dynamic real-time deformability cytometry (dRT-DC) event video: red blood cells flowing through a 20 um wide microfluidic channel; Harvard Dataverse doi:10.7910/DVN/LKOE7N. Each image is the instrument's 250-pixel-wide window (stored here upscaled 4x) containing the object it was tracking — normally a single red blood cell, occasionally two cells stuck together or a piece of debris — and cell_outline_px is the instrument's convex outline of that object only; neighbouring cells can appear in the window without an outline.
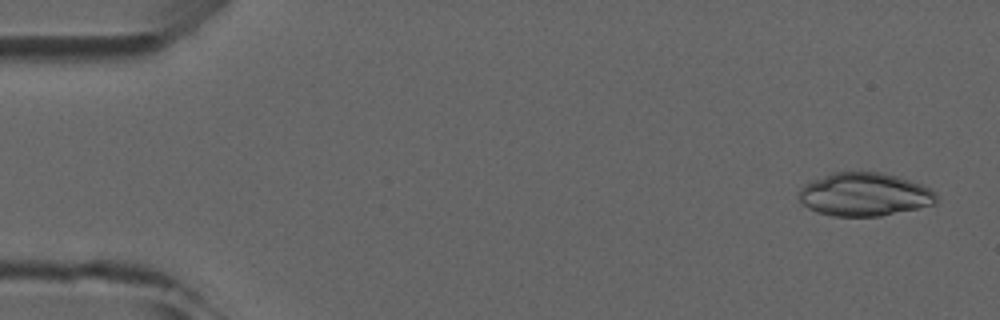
{"species": "common noctule bat (a hibernating species)", "species_latin": "Nyctalus noctula", "temperature_condition": "room temperature", "stored_images_in_passage": 4, "camera_frame_rate_fps": 3000, "um_per_image_px": 0.085, "animal": {"sex": "male", "forearm_length_mm": 52.5}, "frame": {"image": 1, "passage_image": 1, "time_ms": 0.0, "image_size_px": [1000, 320], "cell_outline_px": [[940, 200], [936, 204], [920, 208], [880, 216], [832, 216], [816, 212], [808, 208], [800, 200], [800, 188], [804, 184], [812, 180], [832, 172], [860, 168], [884, 172], [900, 176], [932, 188], [936, 192]], "centroid_in_image_um": [73.54, 16.48], "position_along_channel_um": 11.5, "area_um2": 35.95}}